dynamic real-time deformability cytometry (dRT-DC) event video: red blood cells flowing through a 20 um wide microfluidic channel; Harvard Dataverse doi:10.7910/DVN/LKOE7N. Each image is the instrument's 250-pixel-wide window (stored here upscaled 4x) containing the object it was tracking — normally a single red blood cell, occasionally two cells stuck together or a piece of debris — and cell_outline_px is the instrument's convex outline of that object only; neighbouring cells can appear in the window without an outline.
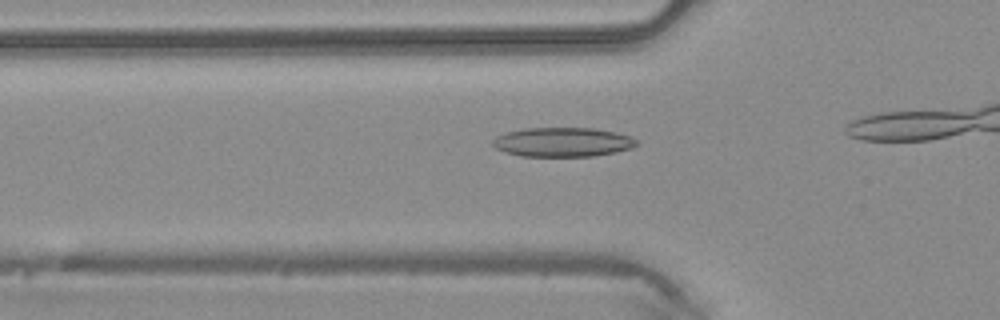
{"species": "common noctule bat (a hibernating species)", "species_latin": "Nyctalus noctula", "temperature_condition": "warm", "stored_images_in_passage": 15, "camera_frame_rate_fps": 3000, "um_per_image_px": 0.085, "animal": {"sex": "male", "body_mass_g": 20.4}, "frame": {"image": 1, "passage_image": 11, "time_ms": 3.333, "image_size_px": [1000, 320], "cell_outline_px": [[640, 144], [632, 148], [616, 152], [592, 156], [520, 156], [504, 152], [496, 148], [492, 144], [492, 140], [496, 136], [508, 132], [524, 128], [592, 128], [616, 132], [640, 140]], "centroid_in_image_um": [47.85, 12.08], "position_along_channel_um": 78.0, "area_um2": 24.68}}